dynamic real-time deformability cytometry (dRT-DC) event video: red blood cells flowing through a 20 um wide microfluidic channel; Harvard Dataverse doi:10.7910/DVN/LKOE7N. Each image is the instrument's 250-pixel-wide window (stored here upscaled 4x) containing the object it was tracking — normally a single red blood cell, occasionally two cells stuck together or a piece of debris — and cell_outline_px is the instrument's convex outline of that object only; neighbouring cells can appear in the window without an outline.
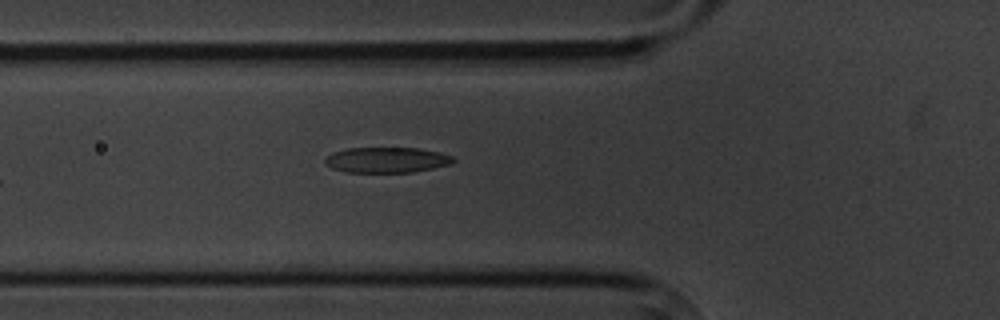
{"species": "common noctule bat (a hibernating species)", "species_latin": "Nyctalus noctula", "temperature_condition": "cold", "stored_images_in_passage": 6, "camera_frame_rate_fps": 3000, "um_per_image_px": 0.085, "animal": {"sex": "male", "body_mass_g": 20.1, "forearm_length_mm": 53.5}, "frame": {"image": 1, "passage_image": 6, "time_ms": 6.667, "image_size_px": [1000, 320], "cell_outline_px": [[456, 160], [452, 164], [412, 172], [344, 172], [332, 168], [324, 164], [324, 160], [332, 152], [348, 148], [416, 148], [436, 152], [452, 156]], "centroid_in_image_um": [32.83, 13.6], "position_along_channel_um": 93.0, "area_um2": 18.96}}